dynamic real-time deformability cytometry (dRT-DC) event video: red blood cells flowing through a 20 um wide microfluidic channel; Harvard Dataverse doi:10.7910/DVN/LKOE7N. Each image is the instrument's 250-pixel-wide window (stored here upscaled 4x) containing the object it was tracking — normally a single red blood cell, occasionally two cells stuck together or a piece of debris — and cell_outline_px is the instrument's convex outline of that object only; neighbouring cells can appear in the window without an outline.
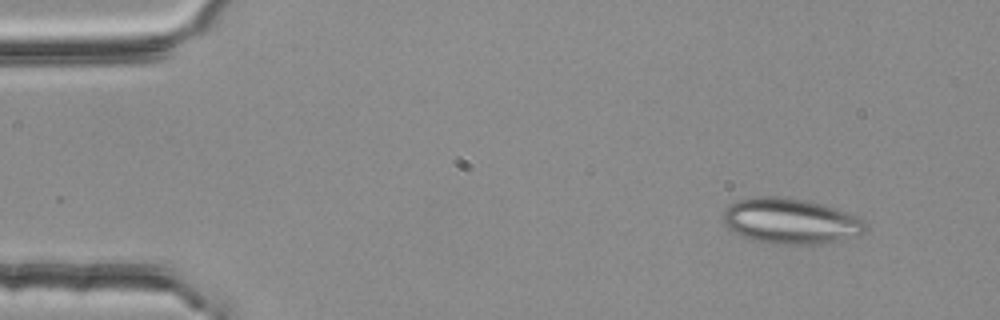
{"species": "common noctule bat (a hibernating species)", "species_latin": "Nyctalus noctula", "temperature_condition": "room temperature", "stored_images_in_passage": 3, "camera_frame_rate_fps": 3000, "um_per_image_px": 0.085, "animal": {"sex": "female", "body_mass_g": 25.1}, "frame": {"image": 1, "passage_image": 1, "time_ms": 0.0, "image_size_px": [1000, 320], "cell_outline_px": [[868, 228], [860, 236], [816, 244], [772, 244], [756, 240], [744, 236], [728, 228], [724, 224], [724, 212], [736, 200], [756, 196], [776, 196], [804, 200], [824, 204], [836, 208], [860, 220]], "centroid_in_image_um": [67.19, 18.79], "position_along_channel_um": 17.8, "area_um2": 37.28}}